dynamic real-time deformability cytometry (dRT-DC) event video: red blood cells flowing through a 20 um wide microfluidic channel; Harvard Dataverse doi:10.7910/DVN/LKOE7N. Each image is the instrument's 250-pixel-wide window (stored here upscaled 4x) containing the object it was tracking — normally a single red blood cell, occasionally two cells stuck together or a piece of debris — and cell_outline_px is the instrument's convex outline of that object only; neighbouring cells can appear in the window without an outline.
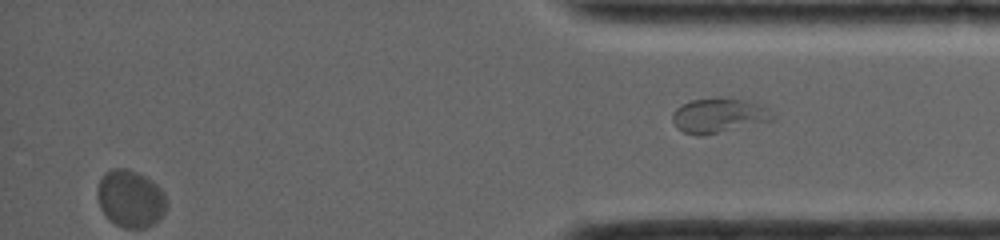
{"species": "common noctule bat (a hibernating species)", "species_latin": "Nyctalus noctula", "temperature_condition": "room temperature", "stored_images_in_passage": 36, "segment_of_instrument_passage": [2, 2], "camera_frame_rate_fps": 4000, "um_per_image_px": 0.085, "animal": {"sex": "female", "body_mass_g": 19.0, "forearm_length_mm": 56.7}, "frame": {"image": 1, "passage_image": 36, "time_ms": 14.25, "image_size_px": [1000, 240], "cell_outline_px": [[776, 116], [772, 120], [700, 136], [696, 136], [684, 132], [676, 128], [672, 120], [672, 112], [676, 108], [692, 100], [716, 96], [720, 96], [752, 100], [764, 104]], "centroid_in_image_um": [61.12, 9.77], "position_along_channel_um": 374.1, "area_um2": 20.63}}